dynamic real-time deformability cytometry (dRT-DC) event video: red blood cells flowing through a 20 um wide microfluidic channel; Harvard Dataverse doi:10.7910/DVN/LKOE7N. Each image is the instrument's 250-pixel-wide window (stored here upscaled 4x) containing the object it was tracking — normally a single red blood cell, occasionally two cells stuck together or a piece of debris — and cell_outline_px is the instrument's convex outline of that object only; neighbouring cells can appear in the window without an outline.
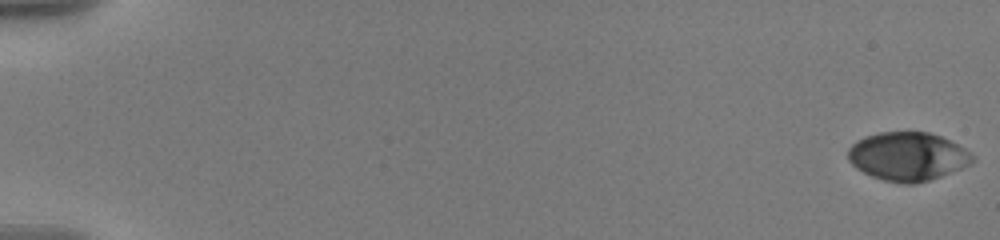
{"species": "human", "species_latin": "Homo sapiens", "temperature_condition": "warm", "stored_images_in_passage": 10, "camera_frame_rate_fps": 3000, "um_per_image_px": 0.085, "donor": {"sex": "male"}, "frame": {"image": 1, "passage_image": 1, "time_ms": 0.0, "image_size_px": [1000, 240], "cell_outline_px": [[976, 160], [960, 168], [940, 176], [928, 180], [912, 184], [904, 184], [884, 180], [872, 176], [856, 168], [848, 160], [848, 148], [856, 140], [864, 136], [880, 132], [928, 132], [940, 136], [964, 148], [976, 156]], "centroid_in_image_um": [77.13, 13.29], "position_along_channel_um": 7.9, "area_um2": 35.03}}
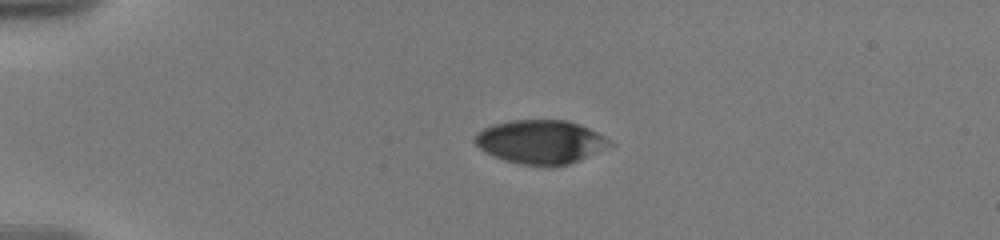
{"frame": {"image": 2, "passage_image": 10, "time_ms": 4.667, "image_size_px": [1000, 240], "cell_outline_px": [[616, 144], [608, 148], [568, 164], [520, 164], [504, 160], [480, 148], [472, 140], [472, 136], [476, 132], [492, 124], [512, 120], [564, 120], [580, 124], [604, 136]], "centroid_in_image_um": [45.94, 12.03], "position_along_channel_um": 39.1, "area_um2": 33.99}}